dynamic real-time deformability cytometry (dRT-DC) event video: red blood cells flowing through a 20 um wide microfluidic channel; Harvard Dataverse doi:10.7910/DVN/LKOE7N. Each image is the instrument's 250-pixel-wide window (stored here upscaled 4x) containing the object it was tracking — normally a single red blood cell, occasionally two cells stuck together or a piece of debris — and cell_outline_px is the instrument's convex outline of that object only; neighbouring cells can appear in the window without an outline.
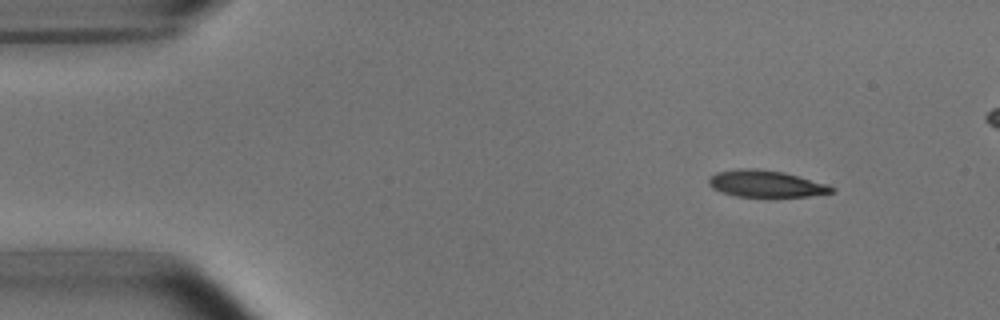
{"species": "common noctule bat (a hibernating species)", "species_latin": "Nyctalus noctula", "temperature_condition": "room temperature", "stored_images_in_passage": 2, "camera_frame_rate_fps": 3000, "um_per_image_px": 0.085, "animal": {"sex": "male", "body_mass_g": 15.6}, "frame": {"image": 1, "passage_image": 1, "time_ms": 0.0, "image_size_px": [1000, 320], "cell_outline_px": [[836, 188], [832, 192], [808, 196], [736, 196], [712, 188], [708, 184], [708, 180], [716, 172], [740, 168], [756, 168], [784, 172], [828, 184]], "centroid_in_image_um": [65.1, 15.6], "position_along_channel_um": 19.9, "area_um2": 18.96}}